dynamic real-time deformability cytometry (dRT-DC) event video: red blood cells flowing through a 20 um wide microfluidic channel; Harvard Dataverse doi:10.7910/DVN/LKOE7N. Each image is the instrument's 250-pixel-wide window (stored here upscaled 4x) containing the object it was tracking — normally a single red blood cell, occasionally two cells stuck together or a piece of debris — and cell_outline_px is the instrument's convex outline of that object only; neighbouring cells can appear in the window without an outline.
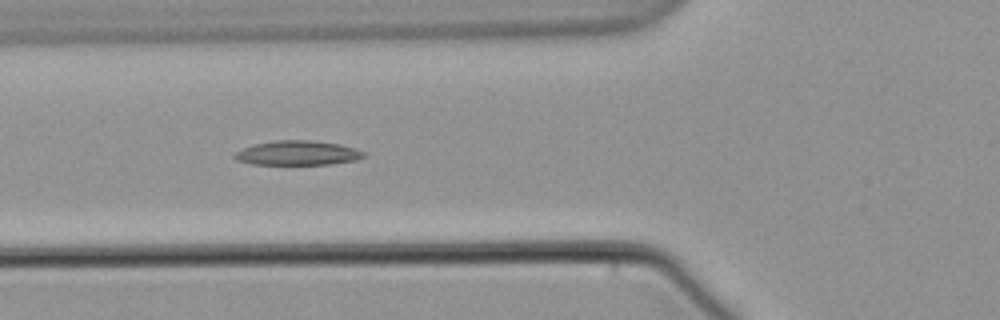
{"species": "common noctule bat (a hibernating species)", "species_latin": "Nyctalus noctula", "temperature_condition": "warm", "stored_images_in_passage": 6, "camera_frame_rate_fps": 3000, "um_per_image_px": 0.085, "animal": {"sex": "male", "body_mass_g": 21.5, "forearm_length_mm": 52.0}, "frame": {"image": 1, "passage_image": 6, "time_ms": 6.667, "image_size_px": [1000, 320], "cell_outline_px": [[364, 156], [356, 160], [332, 164], [252, 164], [236, 160], [232, 156], [236, 152], [244, 148], [256, 144], [276, 140], [308, 140], [340, 144], [356, 148], [364, 152]], "centroid_in_image_um": [25.3, 13.0], "position_along_channel_um": 100.5, "area_um2": 18.26}}